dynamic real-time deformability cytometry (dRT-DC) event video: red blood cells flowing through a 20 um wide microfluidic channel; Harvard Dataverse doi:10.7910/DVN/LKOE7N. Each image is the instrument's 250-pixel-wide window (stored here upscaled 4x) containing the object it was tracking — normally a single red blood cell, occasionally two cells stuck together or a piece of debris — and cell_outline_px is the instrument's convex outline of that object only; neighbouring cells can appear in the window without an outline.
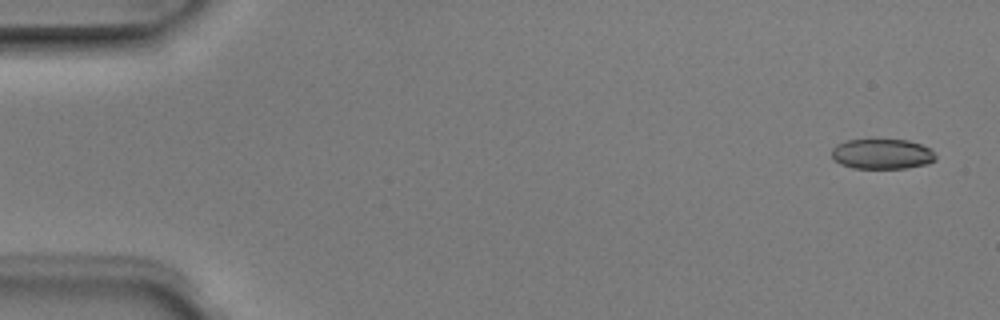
{"species": "Egyptian fruit bat (a non-hibernating species)", "species_latin": "Rousettus aegyptiacus", "temperature_condition": "room temperature", "stored_images_in_passage": 4, "camera_frame_rate_fps": 3000, "um_per_image_px": 0.085, "animal": {"sex": "male"}, "frame": {"image": 1, "passage_image": 1, "time_ms": 0.0, "image_size_px": [1000, 320], "cell_outline_px": [[936, 160], [928, 164], [904, 168], [852, 168], [840, 164], [832, 156], [832, 148], [836, 144], [848, 140], [908, 140], [920, 144], [928, 148], [936, 156]], "centroid_in_image_um": [74.97, 13.09], "position_along_channel_um": 10.0, "area_um2": 18.15}}